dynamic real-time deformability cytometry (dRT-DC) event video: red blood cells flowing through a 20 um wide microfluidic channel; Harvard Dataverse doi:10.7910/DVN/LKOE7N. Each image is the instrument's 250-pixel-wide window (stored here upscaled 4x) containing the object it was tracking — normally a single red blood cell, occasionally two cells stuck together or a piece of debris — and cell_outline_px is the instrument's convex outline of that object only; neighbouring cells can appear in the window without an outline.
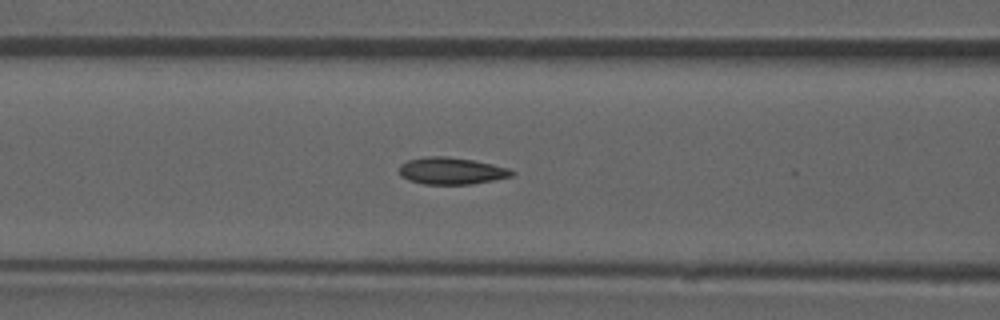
{"species": "common noctule bat (a hibernating species)", "species_latin": "Nyctalus noctula", "temperature_condition": "room temperature", "stored_images_in_passage": 45, "camera_frame_rate_fps": 3000, "um_per_image_px": 0.085, "animal": {"sex": "male", "forearm_length_mm": 52.5}, "frame": {"image": 1, "passage_image": 14, "time_ms": 4.333, "image_size_px": [1000, 320], "cell_outline_px": [[516, 172], [512, 176], [472, 184], [424, 184], [408, 180], [400, 176], [400, 164], [408, 160], [428, 156], [448, 156], [472, 160], [492, 164], [508, 168]], "centroid_in_image_um": [38.35, 14.52], "position_along_channel_um": 128.2, "area_um2": 17.63}, "authors_computed_cell_mechanics": {"area_um2": 17.5134, "velocity_mm_per_s": 3.9198, "shape_relaxation_time_tau1_ms": null, "shape_relaxation_time_tau2_ms": 2.0642, "deformation_change_tau1": null, "deformation_change_tau2": 0.0713}}